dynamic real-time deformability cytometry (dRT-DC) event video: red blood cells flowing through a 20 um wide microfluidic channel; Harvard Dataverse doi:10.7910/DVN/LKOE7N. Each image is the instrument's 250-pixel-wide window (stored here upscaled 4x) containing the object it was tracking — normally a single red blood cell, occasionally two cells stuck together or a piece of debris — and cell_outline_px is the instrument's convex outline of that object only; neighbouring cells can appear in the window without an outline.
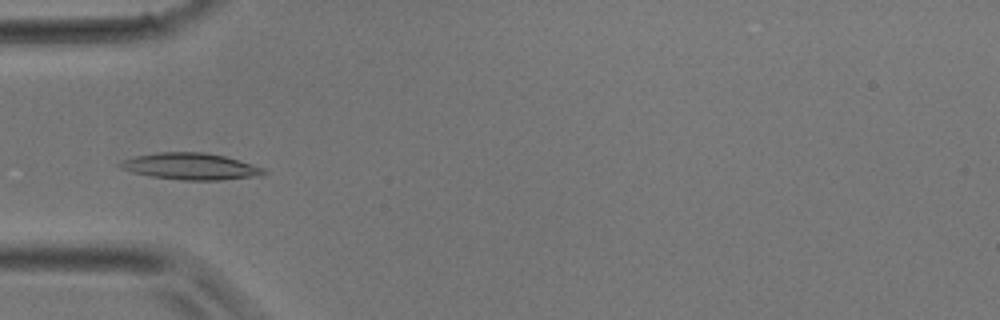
{"species": "common noctule bat (a hibernating species)", "species_latin": "Nyctalus noctula", "temperature_condition": "room temperature", "stored_images_in_passage": 39, "camera_frame_rate_fps": 3000, "um_per_image_px": 0.085, "animal": {"sex": "male", "body_mass_g": 17.9}, "frame": {"image": 1, "passage_image": 12, "time_ms": 3.667, "image_size_px": [1000, 320], "cell_outline_px": [[268, 172], [264, 176], [220, 180], [184, 180], [152, 176], [132, 172], [120, 168], [116, 164], [124, 160], [136, 156], [160, 152], [204, 152], [224, 156], [264, 168]], "centroid_in_image_um": [16.24, 14.15], "position_along_channel_um": 68.8, "area_um2": 22.2}}
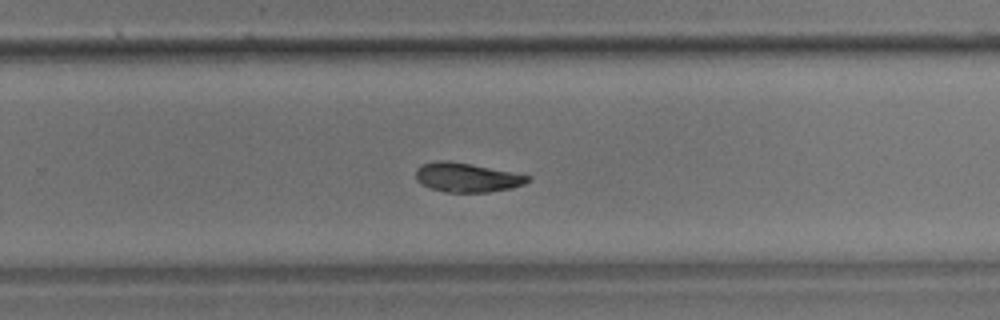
{"frame": {"image": 2, "passage_image": 25, "time_ms": 8.0, "image_size_px": [1000, 320], "cell_outline_px": [[532, 180], [524, 184], [512, 188], [488, 192], [448, 192], [432, 188], [420, 184], [416, 180], [416, 168], [420, 164], [436, 160], [448, 160], [472, 164], [532, 176]], "centroid_in_image_um": [39.68, 15.07], "position_along_channel_um": 290.1, "area_um2": 19.25}}
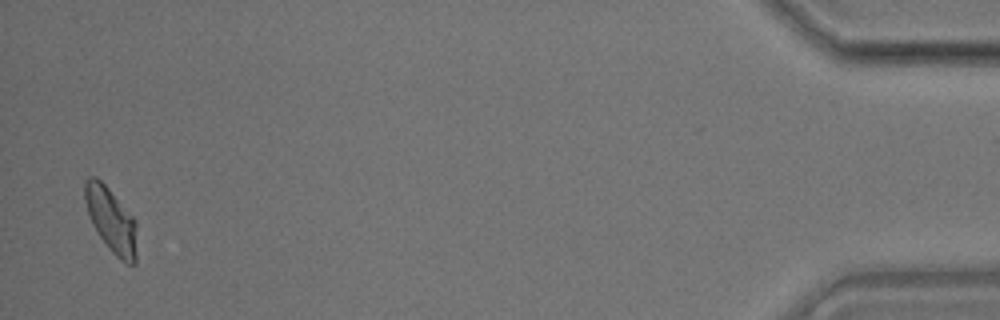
{"frame": {"image": 3, "passage_image": 38, "time_ms": 12.333, "image_size_px": [1000, 320], "cell_outline_px": [[136, 264], [128, 264], [120, 260], [108, 248], [92, 224], [84, 200], [84, 180], [88, 176], [96, 176], [108, 188], [136, 220]], "centroid_in_image_um": [9.44, 18.7], "position_along_channel_um": 425.8, "area_um2": 19.59}}